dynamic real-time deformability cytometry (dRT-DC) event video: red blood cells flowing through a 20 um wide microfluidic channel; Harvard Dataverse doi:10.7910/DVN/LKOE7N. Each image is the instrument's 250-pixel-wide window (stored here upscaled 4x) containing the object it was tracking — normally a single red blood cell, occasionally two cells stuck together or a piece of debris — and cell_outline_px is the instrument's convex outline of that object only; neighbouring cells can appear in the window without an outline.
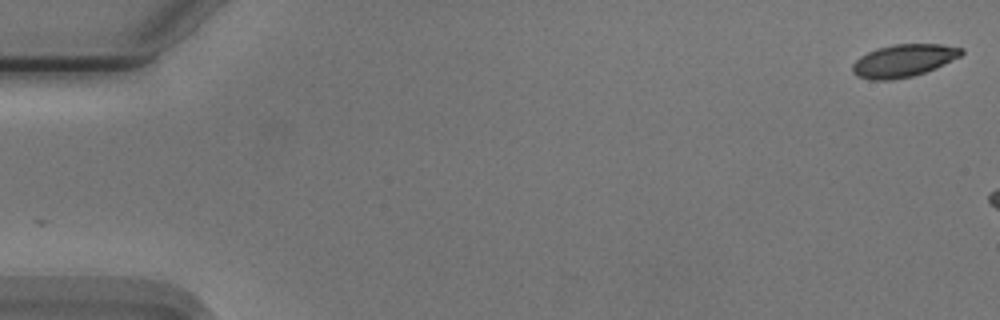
{"species": "Egyptian fruit bat (a non-hibernating species)", "species_latin": "Rousettus aegyptiacus", "temperature_condition": "cold", "stored_images_in_passage": 7, "camera_frame_rate_fps": 3000, "um_per_image_px": 0.085, "animal": {"sex": "male"}, "frame": {"image": 1, "passage_image": 1, "time_ms": 0.0, "image_size_px": [1000, 320], "cell_outline_px": [[964, 52], [960, 56], [936, 68], [912, 76], [892, 80], [868, 80], [856, 76], [852, 72], [852, 64], [860, 56], [868, 52], [880, 48], [896, 44], [940, 44], [964, 48]], "centroid_in_image_um": [76.79, 5.16], "position_along_channel_um": 8.2, "area_um2": 20.63}}